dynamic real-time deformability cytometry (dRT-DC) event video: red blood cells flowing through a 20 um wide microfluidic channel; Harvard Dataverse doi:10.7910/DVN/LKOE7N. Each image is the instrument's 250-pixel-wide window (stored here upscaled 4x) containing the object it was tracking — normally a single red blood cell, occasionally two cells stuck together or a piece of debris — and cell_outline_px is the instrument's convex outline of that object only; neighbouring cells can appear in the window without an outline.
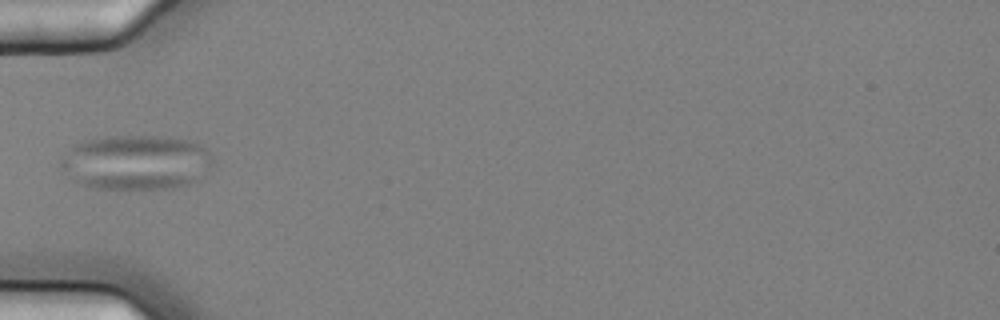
{"species": "common noctule bat (a hibernating species)", "species_latin": "Nyctalus noctula", "temperature_condition": "cold", "stored_images_in_passage": 2, "camera_frame_rate_fps": 3000, "um_per_image_px": 0.085, "animal": {"sex": "female", "body_mass_g": 25.1}, "frame": {"image": 1, "passage_image": 2, "time_ms": 0.333, "image_size_px": [1000, 320], "cell_outline_px": [[216, 160], [204, 176], [200, 180], [188, 184], [172, 188], [96, 188], [84, 184], [64, 168], [60, 164], [60, 160], [76, 144], [84, 140], [104, 136], [156, 136], [184, 140], [200, 144]], "centroid_in_image_um": [11.67, 13.78], "position_along_channel_um": 73.3, "area_um2": 47.86}}